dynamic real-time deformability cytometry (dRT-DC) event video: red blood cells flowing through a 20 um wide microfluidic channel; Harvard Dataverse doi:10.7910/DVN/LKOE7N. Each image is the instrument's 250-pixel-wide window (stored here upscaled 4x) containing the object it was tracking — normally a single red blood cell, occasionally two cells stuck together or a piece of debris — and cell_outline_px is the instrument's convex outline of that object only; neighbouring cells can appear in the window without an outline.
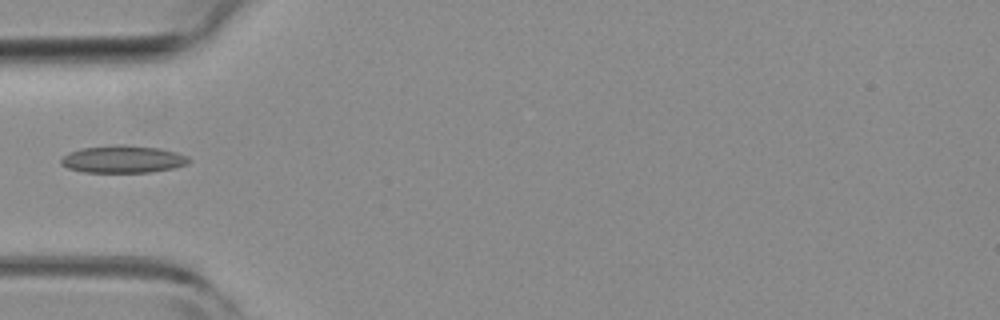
{"species": "common noctule bat (a hibernating species)", "species_latin": "Nyctalus noctula", "temperature_condition": "room temperature", "stored_images_in_passage": 2, "camera_frame_rate_fps": 3000, "um_per_image_px": 0.085, "animal": {"sex": "female", "body_mass_g": 19.3, "forearm_length_mm": 54.1}, "frame": {"image": 1, "passage_image": 2, "time_ms": 0.333, "image_size_px": [1000, 320], "cell_outline_px": [[192, 160], [188, 164], [176, 168], [148, 172], [84, 172], [68, 168], [60, 164], [60, 160], [68, 152], [80, 148], [116, 144], [124, 144], [160, 148], [176, 152], [188, 156]], "centroid_in_image_um": [10.47, 13.52], "position_along_channel_um": 74.5, "area_um2": 20.69}}